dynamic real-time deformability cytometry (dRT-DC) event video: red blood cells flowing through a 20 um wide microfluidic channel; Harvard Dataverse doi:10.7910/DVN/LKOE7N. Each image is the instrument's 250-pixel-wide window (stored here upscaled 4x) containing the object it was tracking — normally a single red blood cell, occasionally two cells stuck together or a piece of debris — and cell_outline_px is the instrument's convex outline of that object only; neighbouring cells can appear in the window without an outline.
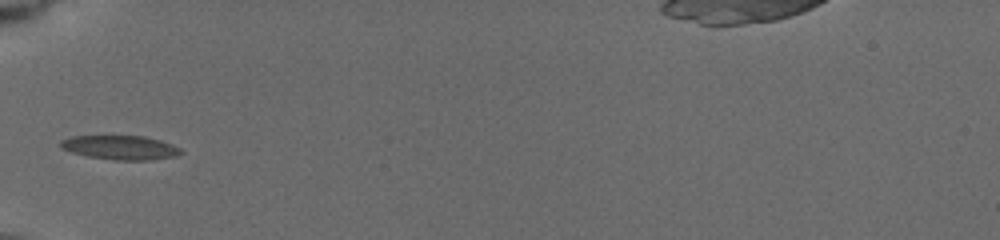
{"species": "common noctule bat (a hibernating species)", "species_latin": "Nyctalus noctula", "temperature_condition": "cold", "stored_images_in_passage": 6, "camera_frame_rate_fps": 3000, "um_per_image_px": 0.085, "animal": {"sex": "female", "body_mass_g": 19.5, "forearm_length_mm": 54.1}, "frame": {"image": 1, "passage_image": 6, "time_ms": 4.667, "image_size_px": [1000, 240], "cell_outline_px": [[184, 152], [176, 156], [148, 160], [112, 160], [88, 156], [72, 152], [60, 148], [60, 140], [72, 136], [144, 136], [160, 140], [172, 144], [180, 148]], "centroid_in_image_um": [10.23, 12.54], "position_along_channel_um": 74.8, "area_um2": 16.94}}